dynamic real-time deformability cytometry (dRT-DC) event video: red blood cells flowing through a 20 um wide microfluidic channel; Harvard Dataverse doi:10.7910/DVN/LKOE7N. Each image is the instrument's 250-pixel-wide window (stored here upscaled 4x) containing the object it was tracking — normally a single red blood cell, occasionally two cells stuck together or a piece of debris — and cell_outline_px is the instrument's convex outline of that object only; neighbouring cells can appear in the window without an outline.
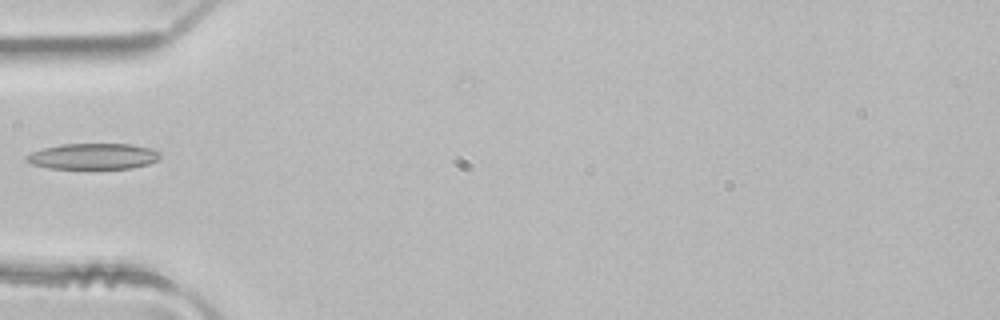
{"species": "common noctule bat (a hibernating species)", "species_latin": "Nyctalus noctula", "temperature_condition": "room temperature", "stored_images_in_passage": 4, "camera_frame_rate_fps": 3000, "um_per_image_px": 0.085, "animal": {"sex": "male", "body_mass_g": 21.5, "forearm_length_mm": 52.0}, "frame": {"image": 1, "passage_image": 4, "time_ms": 1.0, "image_size_px": [1000, 320], "cell_outline_px": [[160, 156], [156, 160], [148, 164], [132, 168], [48, 168], [32, 164], [24, 160], [24, 156], [32, 152], [44, 148], [60, 144], [132, 144], [152, 148], [160, 152]], "centroid_in_image_um": [7.91, 13.28], "position_along_channel_um": 77.1, "area_um2": 20.17}}